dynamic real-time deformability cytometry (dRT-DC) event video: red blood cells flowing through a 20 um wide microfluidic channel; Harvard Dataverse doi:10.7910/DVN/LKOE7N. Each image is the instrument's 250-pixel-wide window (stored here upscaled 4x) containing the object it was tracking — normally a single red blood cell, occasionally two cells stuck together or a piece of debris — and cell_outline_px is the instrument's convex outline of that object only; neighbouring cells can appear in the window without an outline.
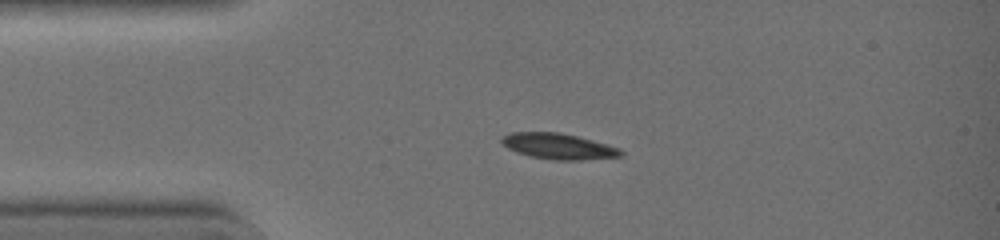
{"species": "common noctule bat (a hibernating species)", "species_latin": "Nyctalus noctula", "temperature_condition": "warm", "stored_images_in_passage": 34, "camera_frame_rate_fps": 3000, "um_per_image_px": 0.085, "animal": {"sex": "female", "body_mass_g": 19.0, "forearm_length_mm": 51.5}, "frame": {"image": 1, "passage_image": 1, "time_ms": 0.0, "image_size_px": [1000, 240], "cell_outline_px": [[624, 156], [580, 160], [556, 160], [528, 156], [516, 152], [508, 148], [500, 140], [500, 136], [512, 132], [560, 132], [608, 144], [620, 148], [624, 152]], "centroid_in_image_um": [47.47, 12.43], "position_along_channel_um": 37.5, "area_um2": 18.03}}
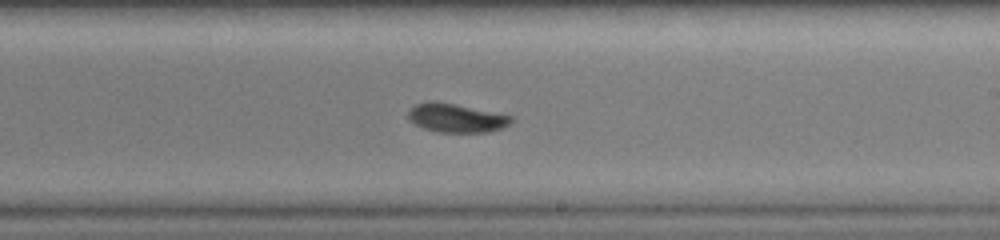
{"frame": {"image": 2, "passage_image": 17, "time_ms": 5.333, "image_size_px": [1000, 240], "cell_outline_px": [[512, 120], [504, 128], [488, 132], [436, 132], [424, 128], [416, 124], [408, 116], [408, 112], [416, 104], [432, 100], [436, 100], [512, 116]], "centroid_in_image_um": [38.78, 10.02], "position_along_channel_um": 250.2, "area_um2": 17.05}}
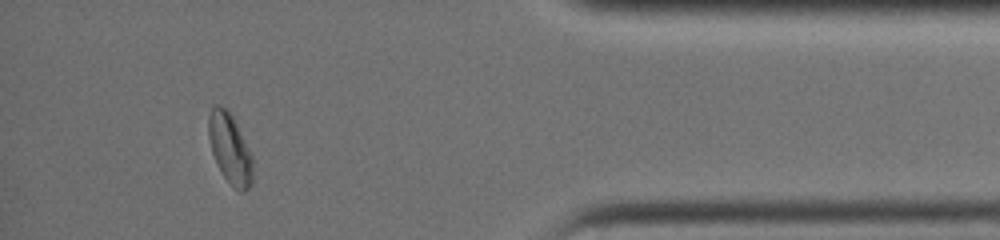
{"frame": {"image": 3, "passage_image": 30, "time_ms": 9.667, "image_size_px": [1000, 240], "cell_outline_px": [[252, 180], [248, 188], [244, 192], [240, 192], [224, 176], [212, 152], [208, 136], [208, 116], [212, 104], [220, 104], [232, 116], [252, 152]], "centroid_in_image_um": [19.54, 12.58], "position_along_channel_um": 415.7, "area_um2": 17.92}, "authors_computed_cell_mechanics": {"area_um2": 17.8024, "velocity_mm_per_s": 4.4897, "shape_relaxation_time_tau1_ms": 4.2527, "shape_relaxation_time_tau2_ms": 3.9256, "deformation_change_tau1": 0.1626, "deformation_change_tau2": 0.0648}}